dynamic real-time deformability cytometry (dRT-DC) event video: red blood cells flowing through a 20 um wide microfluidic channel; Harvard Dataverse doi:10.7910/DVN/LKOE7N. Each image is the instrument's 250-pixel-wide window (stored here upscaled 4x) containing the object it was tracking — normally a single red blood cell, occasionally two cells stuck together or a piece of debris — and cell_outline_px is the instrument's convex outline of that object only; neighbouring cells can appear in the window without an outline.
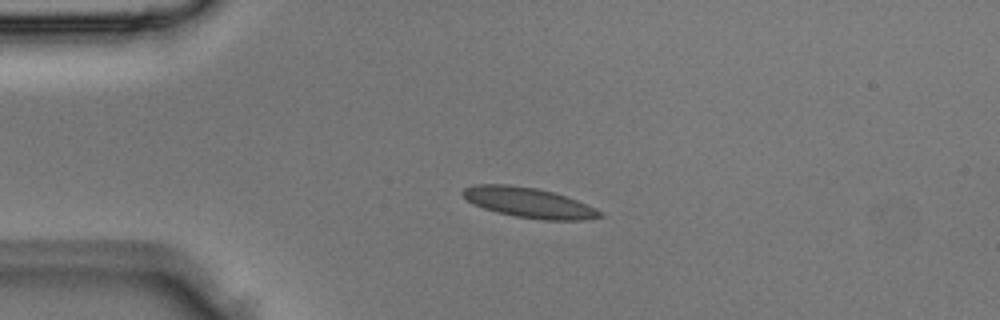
{"species": "Egyptian fruit bat (a non-hibernating species)", "species_latin": "Rousettus aegyptiacus", "temperature_condition": "room temperature", "stored_images_in_passage": 3, "camera_frame_rate_fps": 3000, "um_per_image_px": 0.085, "animal": {"sex": "male"}, "frame": {"image": 1, "passage_image": 2, "time_ms": 0.333, "image_size_px": [1000, 320], "cell_outline_px": [[604, 216], [584, 220], [544, 220], [516, 216], [496, 212], [472, 204], [460, 192], [464, 188], [476, 184], [508, 184], [536, 188], [552, 192], [576, 200], [596, 208]], "centroid_in_image_um": [44.92, 17.22], "position_along_channel_um": 40.1, "area_um2": 23.87}}